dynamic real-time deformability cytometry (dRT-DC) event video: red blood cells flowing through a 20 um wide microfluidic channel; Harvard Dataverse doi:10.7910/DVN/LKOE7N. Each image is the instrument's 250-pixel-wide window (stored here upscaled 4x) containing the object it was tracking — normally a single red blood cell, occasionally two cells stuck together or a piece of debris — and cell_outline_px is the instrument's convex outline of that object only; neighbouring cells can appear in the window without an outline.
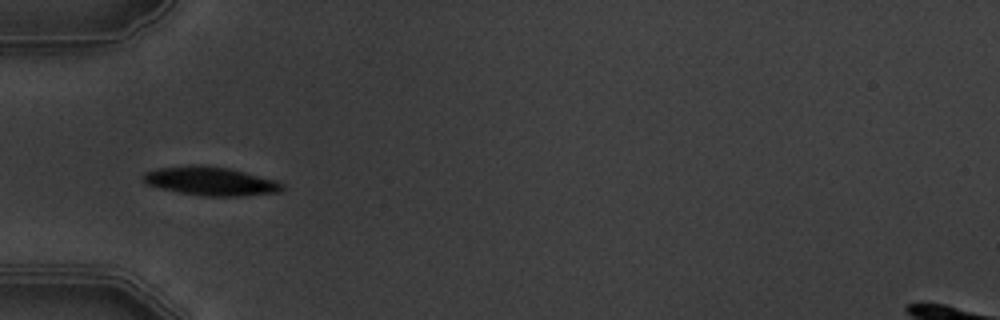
{"species": "common noctule bat (a hibernating species)", "species_latin": "Nyctalus noctula", "temperature_condition": "warm", "stored_images_in_passage": 8, "camera_frame_rate_fps": 3000, "um_per_image_px": 0.085, "animal": {"sex": "male", "body_mass_g": 19.5, "forearm_length_mm": 54.6}, "frame": {"image": 1, "passage_image": 6, "time_ms": 5.667, "image_size_px": [1000, 320], "cell_outline_px": [[284, 188], [280, 192], [244, 196], [204, 196], [180, 192], [160, 188], [144, 184], [144, 172], [156, 168], [192, 164], [200, 164], [232, 168], [280, 180], [284, 184]], "centroid_in_image_um": [17.96, 15.38], "position_along_channel_um": 67.0, "area_um2": 23.81}}